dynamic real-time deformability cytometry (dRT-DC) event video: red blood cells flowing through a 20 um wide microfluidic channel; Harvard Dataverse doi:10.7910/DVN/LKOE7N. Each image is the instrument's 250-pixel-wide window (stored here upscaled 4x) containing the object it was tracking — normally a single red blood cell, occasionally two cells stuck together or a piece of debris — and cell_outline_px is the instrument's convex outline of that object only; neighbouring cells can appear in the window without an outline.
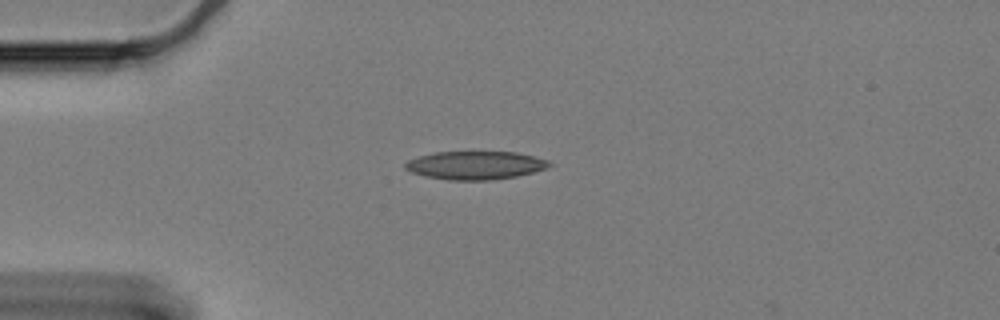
{"species": "Egyptian fruit bat (a non-hibernating species)", "species_latin": "Rousettus aegyptiacus", "temperature_condition": "cold", "stored_images_in_passage": 4, "camera_frame_rate_fps": 3000, "um_per_image_px": 0.085, "animal": {"sex": "female"}, "frame": {"image": 1, "passage_image": 1, "time_ms": 0.0, "image_size_px": [1000, 320], "cell_outline_px": [[552, 164], [548, 168], [516, 176], [492, 180], [448, 180], [424, 176], [412, 172], [404, 168], [404, 164], [408, 160], [420, 156], [436, 152], [516, 152], [548, 160]], "centroid_in_image_um": [40.4, 14.05], "position_along_channel_um": 44.6, "area_um2": 23.64}}